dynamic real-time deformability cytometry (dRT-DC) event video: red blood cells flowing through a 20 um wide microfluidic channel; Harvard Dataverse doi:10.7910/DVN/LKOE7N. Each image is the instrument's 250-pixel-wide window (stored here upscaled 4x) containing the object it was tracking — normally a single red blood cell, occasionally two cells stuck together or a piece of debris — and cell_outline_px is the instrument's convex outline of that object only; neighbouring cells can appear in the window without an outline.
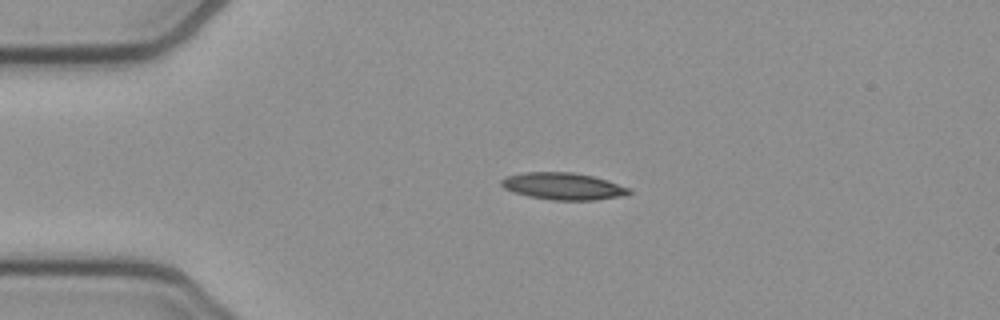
{"species": "common noctule bat (a hibernating species)", "species_latin": "Nyctalus noctula", "temperature_condition": "cold", "stored_images_in_passage": 42, "camera_frame_rate_fps": 3000, "um_per_image_px": 0.085, "animal": {"sex": "female", "body_mass_g": 21.9}, "frame": {"image": 1, "passage_image": 1, "time_ms": 0.0, "image_size_px": [1000, 320], "cell_outline_px": [[632, 192], [624, 196], [596, 200], [552, 200], [528, 196], [512, 192], [504, 188], [500, 184], [500, 180], [504, 176], [524, 172], [572, 172], [592, 176], [608, 180], [628, 188]], "centroid_in_image_um": [47.83, 15.83], "position_along_channel_um": 37.2, "area_um2": 20.23}}
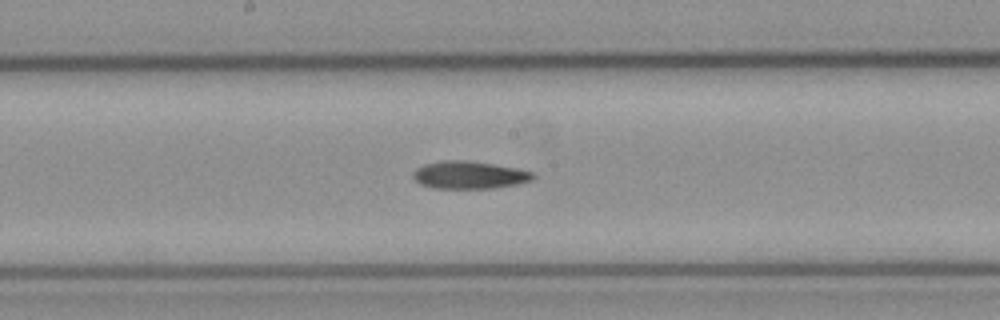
{"frame": {"image": 2, "passage_image": 17, "time_ms": 5.333, "image_size_px": [1000, 320], "cell_outline_px": [[536, 176], [532, 180], [516, 184], [496, 188], [432, 188], [420, 184], [412, 176], [412, 172], [416, 168], [424, 164], [444, 160], [468, 160], [520, 168], [532, 172]], "centroid_in_image_um": [39.89, 14.86], "position_along_channel_um": 208.3, "area_um2": 19.48}}
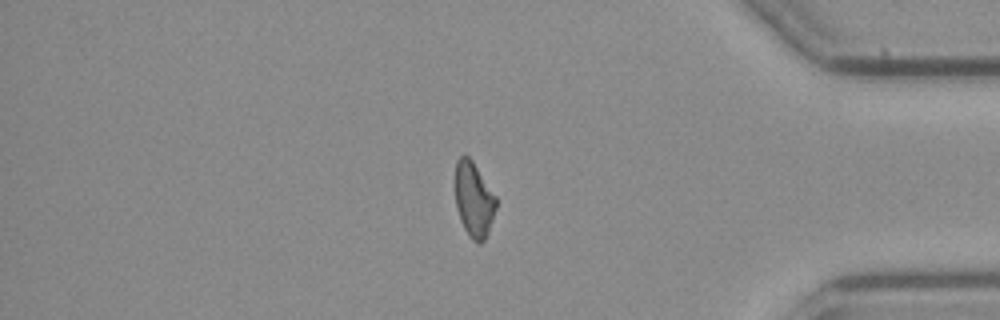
{"frame": {"image": 3, "passage_image": 34, "time_ms": 11.0, "image_size_px": [1000, 320], "cell_outline_px": [[496, 208], [488, 232], [484, 240], [480, 244], [476, 244], [468, 236], [460, 220], [456, 208], [456, 160], [460, 156], [468, 156], [472, 160], [496, 196]], "centroid_in_image_um": [40.27, 17.0], "position_along_channel_um": 394.9, "area_um2": 17.8}}